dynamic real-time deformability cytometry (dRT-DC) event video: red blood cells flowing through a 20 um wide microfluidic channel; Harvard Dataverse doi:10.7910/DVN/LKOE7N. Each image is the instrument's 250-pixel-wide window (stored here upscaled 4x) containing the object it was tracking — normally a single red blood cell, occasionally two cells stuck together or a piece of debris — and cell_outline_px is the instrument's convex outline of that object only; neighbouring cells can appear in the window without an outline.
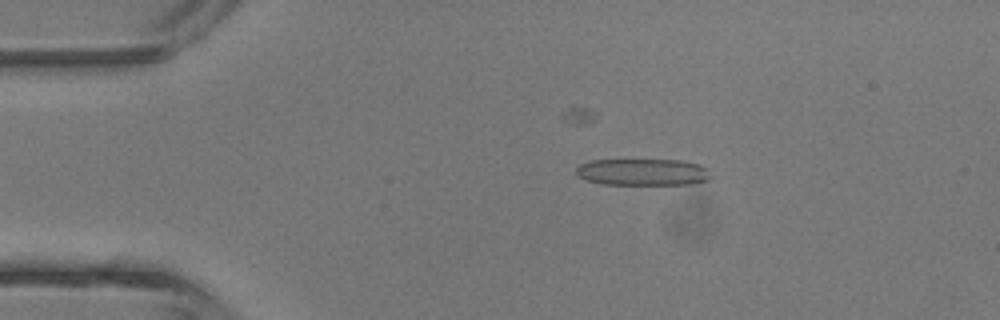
{"species": "common noctule bat (a hibernating species)", "species_latin": "Nyctalus noctula", "temperature_condition": "room temperature", "stored_images_in_passage": 5, "camera_frame_rate_fps": 3000, "um_per_image_px": 0.085, "animal": {"sex": "male", "body_mass_g": 13.3}, "frame": {"image": 1, "passage_image": 4, "time_ms": 3.667, "image_size_px": [1000, 320], "cell_outline_px": [[716, 176], [712, 180], [692, 184], [600, 184], [584, 180], [576, 176], [576, 168], [580, 164], [588, 160], [680, 160], [700, 164], [708, 168]], "centroid_in_image_um": [54.7, 14.63], "position_along_channel_um": 30.3, "area_um2": 21.62}}